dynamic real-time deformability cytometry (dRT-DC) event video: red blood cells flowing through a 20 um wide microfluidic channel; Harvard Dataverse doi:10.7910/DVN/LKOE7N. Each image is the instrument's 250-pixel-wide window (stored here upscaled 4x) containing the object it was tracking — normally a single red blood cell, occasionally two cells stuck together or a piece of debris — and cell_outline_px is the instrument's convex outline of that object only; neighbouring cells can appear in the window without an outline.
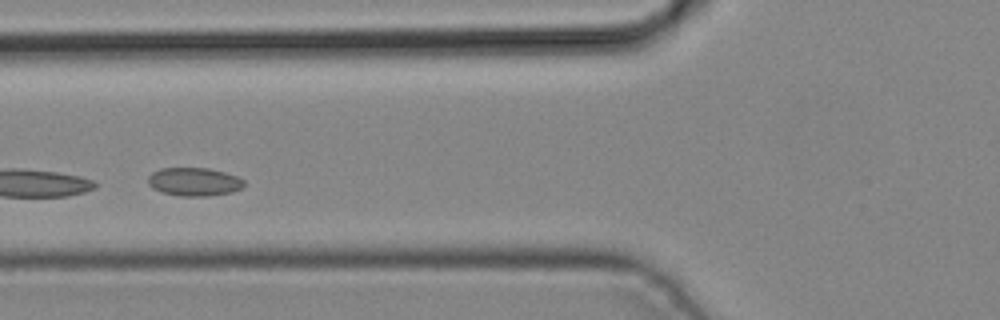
{"species": "common noctule bat (a hibernating species)", "species_latin": "Nyctalus noctula", "temperature_condition": "cold", "stored_images_in_passage": 3, "camera_frame_rate_fps": 3000, "um_per_image_px": 0.085, "animal": {"sex": "male", "body_mass_g": 19.2, "forearm_length_mm": 51.8}, "frame": {"image": 1, "passage_image": 3, "time_ms": 0.667, "image_size_px": [1000, 320], "cell_outline_px": [[244, 184], [240, 188], [232, 192], [208, 196], [180, 196], [160, 192], [152, 188], [148, 184], [148, 176], [152, 172], [160, 168], [208, 168], [224, 172], [236, 176], [244, 180]], "centroid_in_image_um": [16.46, 15.45], "position_along_channel_um": 109.3, "area_um2": 15.9}}